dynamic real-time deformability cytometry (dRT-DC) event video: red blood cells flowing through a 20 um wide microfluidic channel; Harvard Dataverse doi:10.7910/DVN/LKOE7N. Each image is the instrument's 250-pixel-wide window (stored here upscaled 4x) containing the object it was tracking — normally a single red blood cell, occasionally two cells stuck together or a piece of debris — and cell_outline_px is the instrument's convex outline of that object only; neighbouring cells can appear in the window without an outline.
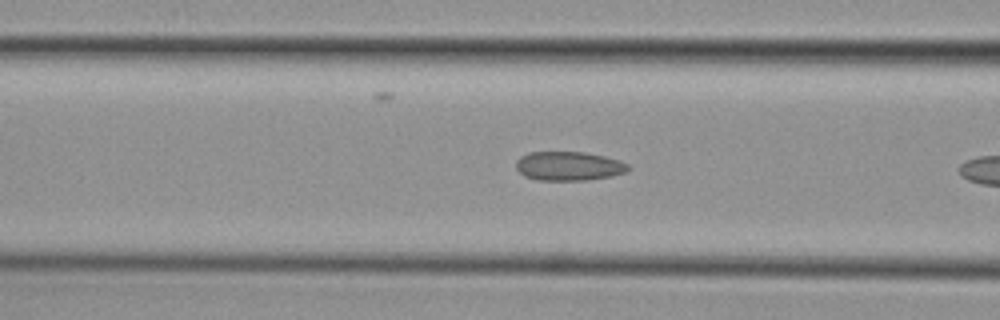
{"species": "common noctule bat (a hibernating species)", "species_latin": "Nyctalus noctula", "temperature_condition": "cold", "stored_images_in_passage": 29, "camera_frame_rate_fps": 3000, "um_per_image_px": 0.085, "animal": {"sex": "female", "body_mass_g": 29.2, "forearm_length_mm": 56.3}, "frame": {"image": 1, "passage_image": 8, "time_ms": 2.333, "image_size_px": [1000, 320], "cell_outline_px": [[632, 168], [628, 172], [612, 176], [584, 180], [536, 180], [524, 176], [516, 168], [516, 160], [520, 156], [528, 152], [584, 152], [604, 156], [620, 160], [628, 164]], "centroid_in_image_um": [48.36, 14.11], "position_along_channel_um": 118.2, "area_um2": 19.19}}
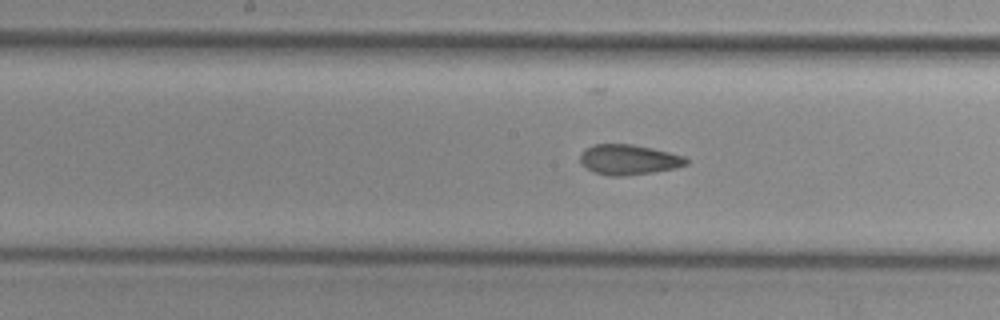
{"frame": {"image": 2, "passage_image": 14, "time_ms": 4.333, "image_size_px": [1000, 320], "cell_outline_px": [[688, 164], [676, 168], [652, 172], [620, 176], [608, 176], [592, 172], [580, 160], [580, 156], [584, 148], [592, 144], [632, 144], [652, 148], [684, 156], [688, 160]], "centroid_in_image_um": [53.43, 13.56], "position_along_channel_um": 194.8, "area_um2": 18.61}}
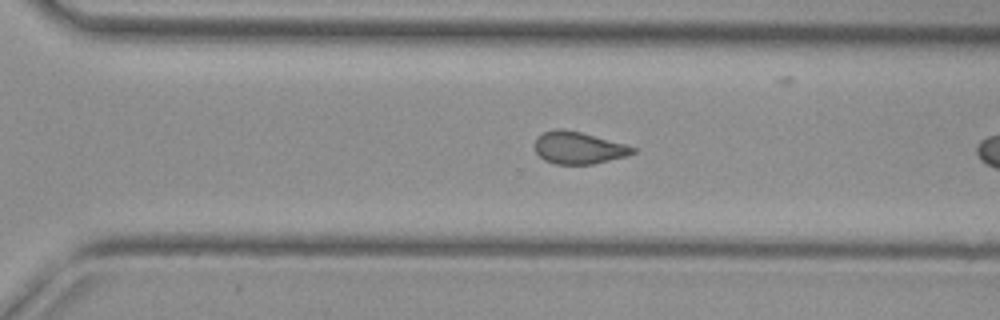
{"frame": {"image": 3, "passage_image": 24, "time_ms": 7.667, "image_size_px": [1000, 320], "cell_outline_px": [[636, 152], [628, 156], [592, 164], [556, 164], [544, 160], [536, 152], [532, 144], [536, 136], [544, 132], [556, 128], [560, 128], [580, 132], [624, 144], [636, 148]], "centroid_in_image_um": [49.12, 12.56], "position_along_channel_um": 321.5, "area_um2": 18.44}}